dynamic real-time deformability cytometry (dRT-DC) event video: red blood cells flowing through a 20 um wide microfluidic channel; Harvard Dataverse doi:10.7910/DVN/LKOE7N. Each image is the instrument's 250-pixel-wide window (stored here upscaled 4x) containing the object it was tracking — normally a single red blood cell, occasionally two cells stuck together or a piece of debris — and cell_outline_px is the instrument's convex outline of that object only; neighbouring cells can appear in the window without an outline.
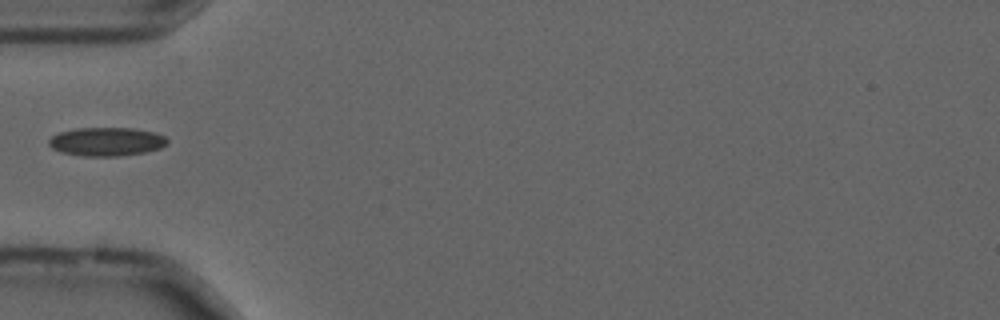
{"species": "common noctule bat (a hibernating species)", "species_latin": "Nyctalus noctula", "temperature_condition": "cold", "stored_images_in_passage": 38, "camera_frame_rate_fps": 3000, "um_per_image_px": 0.085, "animal": {"sex": "male", "forearm_length_mm": 52.5}, "frame": {"image": 1, "passage_image": 1, "time_ms": 0.0, "image_size_px": [1000, 320], "cell_outline_px": [[168, 144], [160, 148], [144, 152], [120, 156], [84, 156], [60, 152], [52, 148], [48, 144], [48, 140], [52, 136], [60, 132], [76, 128], [132, 128], [156, 132], [164, 136], [168, 140]], "centroid_in_image_um": [9.06, 12.04], "position_along_channel_um": 75.9, "area_um2": 19.83}}
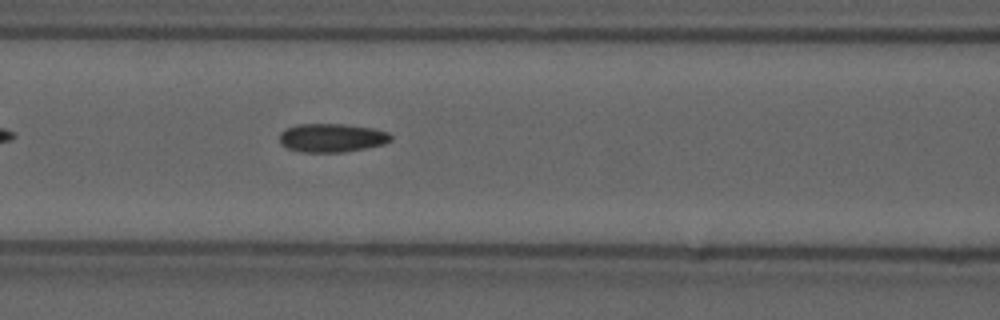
{"frame": {"image": 2, "passage_image": 6, "time_ms": 1.667, "image_size_px": [1000, 320], "cell_outline_px": [[392, 140], [384, 144], [344, 152], [300, 152], [288, 148], [280, 144], [280, 132], [284, 128], [296, 124], [348, 124], [372, 128], [388, 132], [392, 136]], "centroid_in_image_um": [28.18, 11.7], "position_along_channel_um": 138.4, "area_um2": 18.73}}